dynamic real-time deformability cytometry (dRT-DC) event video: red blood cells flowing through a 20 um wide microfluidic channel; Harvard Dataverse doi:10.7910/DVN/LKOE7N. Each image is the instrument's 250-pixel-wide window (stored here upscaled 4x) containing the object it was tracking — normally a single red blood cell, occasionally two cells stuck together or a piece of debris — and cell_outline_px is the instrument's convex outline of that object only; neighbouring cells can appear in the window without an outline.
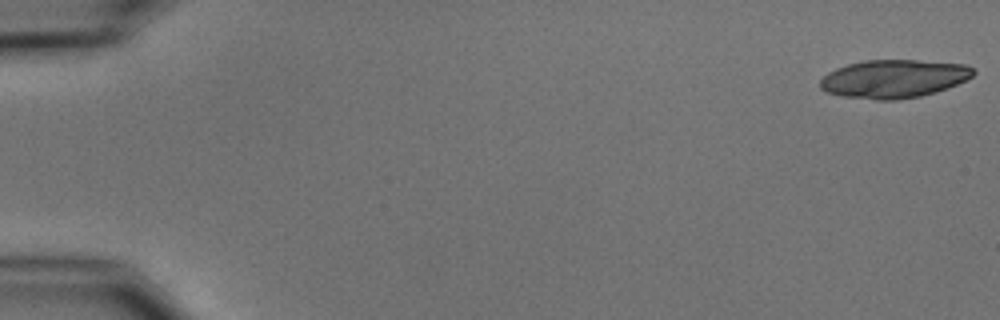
{"species": "common noctule bat (a hibernating species)", "species_latin": "Nyctalus noctula", "temperature_condition": "cold", "stored_images_in_passage": 23, "camera_frame_rate_fps": 3000, "um_per_image_px": 0.085, "animal": {"sex": "male", "body_mass_g": 15.6}, "frame": {"image": 1, "passage_image": 1, "time_ms": 0.0, "image_size_px": [1000, 320], "cell_outline_px": [[976, 72], [972, 76], [956, 84], [936, 92], [920, 96], [896, 100], [876, 100], [844, 96], [828, 92], [820, 88], [820, 80], [828, 72], [836, 68], [848, 64], [864, 60], [916, 60], [964, 64], [972, 68]], "centroid_in_image_um": [75.95, 6.69], "position_along_channel_um": 9.0, "area_um2": 33.93}}